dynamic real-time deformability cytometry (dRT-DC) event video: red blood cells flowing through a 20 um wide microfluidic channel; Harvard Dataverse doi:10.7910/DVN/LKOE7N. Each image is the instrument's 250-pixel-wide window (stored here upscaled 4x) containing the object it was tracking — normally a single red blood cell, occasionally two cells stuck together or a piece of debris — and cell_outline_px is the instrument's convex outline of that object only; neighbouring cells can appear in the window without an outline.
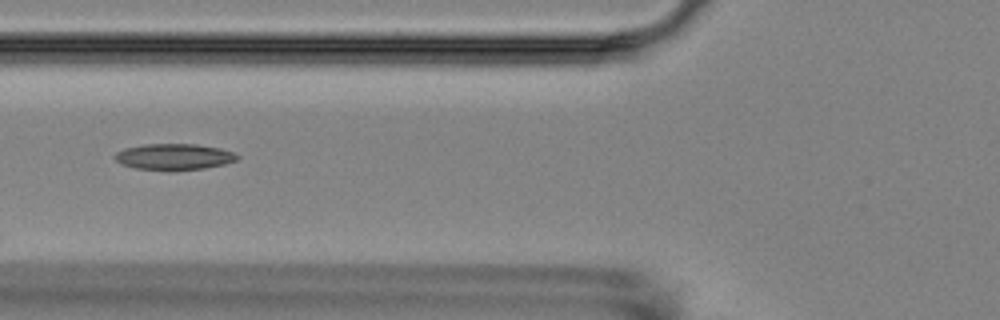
{"species": "Egyptian fruit bat (a non-hibernating species)", "species_latin": "Rousettus aegyptiacus", "temperature_condition": "room temperature", "stored_images_in_passage": 4, "camera_frame_rate_fps": 3000, "um_per_image_px": 0.085, "animal": {"sex": "female"}, "frame": {"image": 1, "passage_image": 2, "time_ms": 1.0, "image_size_px": [1000, 320], "cell_outline_px": [[240, 156], [236, 160], [224, 164], [204, 168], [172, 172], [168, 172], [136, 168], [124, 164], [116, 160], [112, 156], [116, 152], [124, 148], [144, 144], [196, 144], [220, 148], [232, 152]], "centroid_in_image_um": [14.77, 13.34], "position_along_channel_um": 111.0, "area_um2": 18.96}}
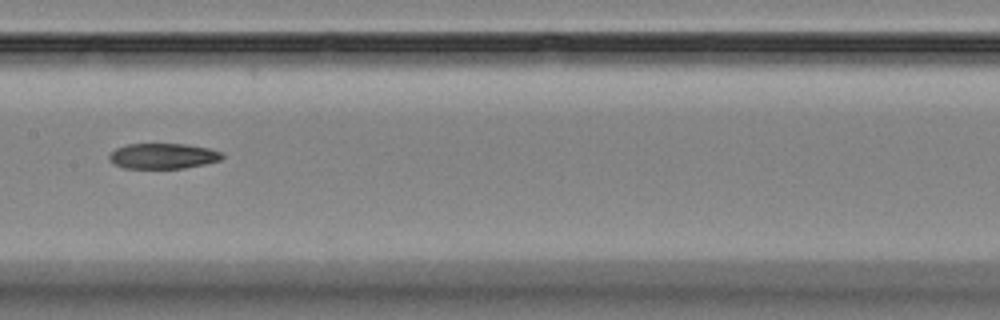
{"frame": {"image": 2, "passage_image": 4, "time_ms": 3.333, "image_size_px": [1000, 320], "cell_outline_px": [[224, 156], [220, 160], [204, 164], [184, 168], [124, 168], [108, 160], [108, 156], [116, 148], [128, 144], [184, 144], [208, 148], [220, 152]], "centroid_in_image_um": [13.84, 13.26], "position_along_channel_um": 193.6, "area_um2": 16.59}}